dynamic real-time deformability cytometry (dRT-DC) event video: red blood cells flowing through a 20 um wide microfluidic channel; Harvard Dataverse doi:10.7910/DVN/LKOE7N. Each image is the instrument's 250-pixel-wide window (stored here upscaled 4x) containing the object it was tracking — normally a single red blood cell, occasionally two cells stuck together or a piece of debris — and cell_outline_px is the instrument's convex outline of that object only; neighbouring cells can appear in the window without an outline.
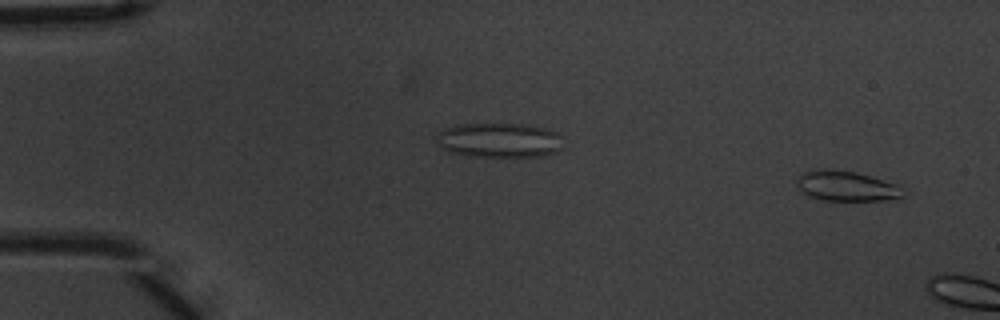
{"species": "common noctule bat (a hibernating species)", "species_latin": "Nyctalus noctula", "temperature_condition": "warm", "stored_images_in_passage": 4, "camera_frame_rate_fps": 3000, "um_per_image_px": 0.085, "animal": {"sex": "male", "body_mass_g": 20.1, "forearm_length_mm": 53.5}, "frame": {"image": 1, "passage_image": 4, "time_ms": 1.0, "image_size_px": [1000, 320], "cell_outline_px": [[904, 196], [884, 200], [824, 200], [808, 196], [796, 184], [796, 180], [804, 172], [816, 168], [832, 168], [856, 172], [892, 184]], "centroid_in_image_um": [71.8, 15.79], "position_along_channel_um": 13.2, "area_um2": 18.09}}